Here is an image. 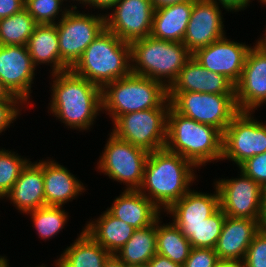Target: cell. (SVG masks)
Returning <instances> with one entry per match:
<instances>
[{
    "label": "cell",
    "instance_id": "8d00e7d4",
    "mask_svg": "<svg viewBox=\"0 0 266 267\" xmlns=\"http://www.w3.org/2000/svg\"><path fill=\"white\" fill-rule=\"evenodd\" d=\"M219 261L215 249L191 248L189 257L182 267H216Z\"/></svg>",
    "mask_w": 266,
    "mask_h": 267
},
{
    "label": "cell",
    "instance_id": "603a6c76",
    "mask_svg": "<svg viewBox=\"0 0 266 267\" xmlns=\"http://www.w3.org/2000/svg\"><path fill=\"white\" fill-rule=\"evenodd\" d=\"M189 190L180 200L174 202L165 212L172 215L175 225H198L213 215L219 208V194Z\"/></svg>",
    "mask_w": 266,
    "mask_h": 267
},
{
    "label": "cell",
    "instance_id": "7bdbcfd3",
    "mask_svg": "<svg viewBox=\"0 0 266 267\" xmlns=\"http://www.w3.org/2000/svg\"><path fill=\"white\" fill-rule=\"evenodd\" d=\"M152 2L153 8H162L165 6L177 4L180 2H185V1H195V0H150Z\"/></svg>",
    "mask_w": 266,
    "mask_h": 267
},
{
    "label": "cell",
    "instance_id": "4dcf8cb0",
    "mask_svg": "<svg viewBox=\"0 0 266 267\" xmlns=\"http://www.w3.org/2000/svg\"><path fill=\"white\" fill-rule=\"evenodd\" d=\"M38 24L23 8L13 15L0 19V45L26 46Z\"/></svg>",
    "mask_w": 266,
    "mask_h": 267
},
{
    "label": "cell",
    "instance_id": "7dc6e473",
    "mask_svg": "<svg viewBox=\"0 0 266 267\" xmlns=\"http://www.w3.org/2000/svg\"><path fill=\"white\" fill-rule=\"evenodd\" d=\"M10 95V92L4 87L0 80V100H6Z\"/></svg>",
    "mask_w": 266,
    "mask_h": 267
},
{
    "label": "cell",
    "instance_id": "9a60e30c",
    "mask_svg": "<svg viewBox=\"0 0 266 267\" xmlns=\"http://www.w3.org/2000/svg\"><path fill=\"white\" fill-rule=\"evenodd\" d=\"M35 68L26 46L0 45V80L10 94L24 103L32 93Z\"/></svg>",
    "mask_w": 266,
    "mask_h": 267
},
{
    "label": "cell",
    "instance_id": "6da1fadb",
    "mask_svg": "<svg viewBox=\"0 0 266 267\" xmlns=\"http://www.w3.org/2000/svg\"><path fill=\"white\" fill-rule=\"evenodd\" d=\"M196 168L192 162L166 148L149 152L138 190L165 212L190 190L197 176Z\"/></svg>",
    "mask_w": 266,
    "mask_h": 267
},
{
    "label": "cell",
    "instance_id": "7402d4cb",
    "mask_svg": "<svg viewBox=\"0 0 266 267\" xmlns=\"http://www.w3.org/2000/svg\"><path fill=\"white\" fill-rule=\"evenodd\" d=\"M43 179L45 203L49 206L63 207L86 189L66 167L52 159L43 160Z\"/></svg>",
    "mask_w": 266,
    "mask_h": 267
},
{
    "label": "cell",
    "instance_id": "ab89813d",
    "mask_svg": "<svg viewBox=\"0 0 266 267\" xmlns=\"http://www.w3.org/2000/svg\"><path fill=\"white\" fill-rule=\"evenodd\" d=\"M210 1H213L218 5H222L224 9H226L227 11L230 10V12L231 11L239 12L241 10H245L247 6H249V3L251 2V0H210Z\"/></svg>",
    "mask_w": 266,
    "mask_h": 267
},
{
    "label": "cell",
    "instance_id": "9c48e42d",
    "mask_svg": "<svg viewBox=\"0 0 266 267\" xmlns=\"http://www.w3.org/2000/svg\"><path fill=\"white\" fill-rule=\"evenodd\" d=\"M56 23L61 62L70 70L88 45L106 28L105 15L82 14L77 5Z\"/></svg>",
    "mask_w": 266,
    "mask_h": 267
},
{
    "label": "cell",
    "instance_id": "30bf717a",
    "mask_svg": "<svg viewBox=\"0 0 266 267\" xmlns=\"http://www.w3.org/2000/svg\"><path fill=\"white\" fill-rule=\"evenodd\" d=\"M106 142L97 169L110 179L125 183V190H138L149 152L117 138L113 133Z\"/></svg>",
    "mask_w": 266,
    "mask_h": 267
},
{
    "label": "cell",
    "instance_id": "ac0fdd59",
    "mask_svg": "<svg viewBox=\"0 0 266 267\" xmlns=\"http://www.w3.org/2000/svg\"><path fill=\"white\" fill-rule=\"evenodd\" d=\"M261 228V220L226 216L214 248L219 260L243 261L249 245Z\"/></svg>",
    "mask_w": 266,
    "mask_h": 267
},
{
    "label": "cell",
    "instance_id": "8992f818",
    "mask_svg": "<svg viewBox=\"0 0 266 267\" xmlns=\"http://www.w3.org/2000/svg\"><path fill=\"white\" fill-rule=\"evenodd\" d=\"M102 111L114 122L119 116L158 108L167 98L168 89L159 81L130 74L101 89Z\"/></svg>",
    "mask_w": 266,
    "mask_h": 267
},
{
    "label": "cell",
    "instance_id": "ba28073f",
    "mask_svg": "<svg viewBox=\"0 0 266 267\" xmlns=\"http://www.w3.org/2000/svg\"><path fill=\"white\" fill-rule=\"evenodd\" d=\"M171 107L199 123L216 127L222 133L240 112L235 95L199 92H168Z\"/></svg>",
    "mask_w": 266,
    "mask_h": 267
},
{
    "label": "cell",
    "instance_id": "f6af8a7d",
    "mask_svg": "<svg viewBox=\"0 0 266 267\" xmlns=\"http://www.w3.org/2000/svg\"><path fill=\"white\" fill-rule=\"evenodd\" d=\"M216 267H244L242 261L220 260Z\"/></svg>",
    "mask_w": 266,
    "mask_h": 267
},
{
    "label": "cell",
    "instance_id": "f35d334b",
    "mask_svg": "<svg viewBox=\"0 0 266 267\" xmlns=\"http://www.w3.org/2000/svg\"><path fill=\"white\" fill-rule=\"evenodd\" d=\"M24 5L25 0H0V19L21 11Z\"/></svg>",
    "mask_w": 266,
    "mask_h": 267
},
{
    "label": "cell",
    "instance_id": "c3c4849f",
    "mask_svg": "<svg viewBox=\"0 0 266 267\" xmlns=\"http://www.w3.org/2000/svg\"><path fill=\"white\" fill-rule=\"evenodd\" d=\"M265 34L264 37H260V40H257L256 45L260 48H262L263 50H266V29H265Z\"/></svg>",
    "mask_w": 266,
    "mask_h": 267
},
{
    "label": "cell",
    "instance_id": "2e32d148",
    "mask_svg": "<svg viewBox=\"0 0 266 267\" xmlns=\"http://www.w3.org/2000/svg\"><path fill=\"white\" fill-rule=\"evenodd\" d=\"M252 46L227 39L226 35L192 56L207 70L225 76L234 86L239 81Z\"/></svg>",
    "mask_w": 266,
    "mask_h": 267
},
{
    "label": "cell",
    "instance_id": "681fc988",
    "mask_svg": "<svg viewBox=\"0 0 266 267\" xmlns=\"http://www.w3.org/2000/svg\"><path fill=\"white\" fill-rule=\"evenodd\" d=\"M8 259L5 256H0V267H9Z\"/></svg>",
    "mask_w": 266,
    "mask_h": 267
},
{
    "label": "cell",
    "instance_id": "e575fe53",
    "mask_svg": "<svg viewBox=\"0 0 266 267\" xmlns=\"http://www.w3.org/2000/svg\"><path fill=\"white\" fill-rule=\"evenodd\" d=\"M244 267H266V229L254 236L243 259Z\"/></svg>",
    "mask_w": 266,
    "mask_h": 267
},
{
    "label": "cell",
    "instance_id": "ee69618b",
    "mask_svg": "<svg viewBox=\"0 0 266 267\" xmlns=\"http://www.w3.org/2000/svg\"><path fill=\"white\" fill-rule=\"evenodd\" d=\"M103 267H128L115 254H111L105 261Z\"/></svg>",
    "mask_w": 266,
    "mask_h": 267
},
{
    "label": "cell",
    "instance_id": "816d5d0a",
    "mask_svg": "<svg viewBox=\"0 0 266 267\" xmlns=\"http://www.w3.org/2000/svg\"><path fill=\"white\" fill-rule=\"evenodd\" d=\"M131 267H149V265L147 263V264H142V265H137V266H131Z\"/></svg>",
    "mask_w": 266,
    "mask_h": 267
},
{
    "label": "cell",
    "instance_id": "836d02e7",
    "mask_svg": "<svg viewBox=\"0 0 266 267\" xmlns=\"http://www.w3.org/2000/svg\"><path fill=\"white\" fill-rule=\"evenodd\" d=\"M63 2V0H25L24 8L37 24H56L58 22L55 21L56 18L64 17L69 11L67 7L62 10ZM59 12H62L61 16H58Z\"/></svg>",
    "mask_w": 266,
    "mask_h": 267
},
{
    "label": "cell",
    "instance_id": "74e56055",
    "mask_svg": "<svg viewBox=\"0 0 266 267\" xmlns=\"http://www.w3.org/2000/svg\"><path fill=\"white\" fill-rule=\"evenodd\" d=\"M22 104L25 105L12 94L6 100H0V133L5 131L21 113L19 107L23 106Z\"/></svg>",
    "mask_w": 266,
    "mask_h": 267
},
{
    "label": "cell",
    "instance_id": "3957f363",
    "mask_svg": "<svg viewBox=\"0 0 266 267\" xmlns=\"http://www.w3.org/2000/svg\"><path fill=\"white\" fill-rule=\"evenodd\" d=\"M70 70L102 89L132 73L130 43L105 28Z\"/></svg>",
    "mask_w": 266,
    "mask_h": 267
},
{
    "label": "cell",
    "instance_id": "44dd1931",
    "mask_svg": "<svg viewBox=\"0 0 266 267\" xmlns=\"http://www.w3.org/2000/svg\"><path fill=\"white\" fill-rule=\"evenodd\" d=\"M107 211L135 229H142L162 219L161 210L139 190H124Z\"/></svg>",
    "mask_w": 266,
    "mask_h": 267
},
{
    "label": "cell",
    "instance_id": "f1b7e54d",
    "mask_svg": "<svg viewBox=\"0 0 266 267\" xmlns=\"http://www.w3.org/2000/svg\"><path fill=\"white\" fill-rule=\"evenodd\" d=\"M161 223L159 218L157 220V254L183 265L192 248L190 242L173 222L167 225Z\"/></svg>",
    "mask_w": 266,
    "mask_h": 267
},
{
    "label": "cell",
    "instance_id": "60d3db41",
    "mask_svg": "<svg viewBox=\"0 0 266 267\" xmlns=\"http://www.w3.org/2000/svg\"><path fill=\"white\" fill-rule=\"evenodd\" d=\"M149 267H182V265L171 261L169 258L156 254L149 262Z\"/></svg>",
    "mask_w": 266,
    "mask_h": 267
},
{
    "label": "cell",
    "instance_id": "d590c367",
    "mask_svg": "<svg viewBox=\"0 0 266 267\" xmlns=\"http://www.w3.org/2000/svg\"><path fill=\"white\" fill-rule=\"evenodd\" d=\"M238 167L261 187H266V152L248 158Z\"/></svg>",
    "mask_w": 266,
    "mask_h": 267
},
{
    "label": "cell",
    "instance_id": "7a4b0ae2",
    "mask_svg": "<svg viewBox=\"0 0 266 267\" xmlns=\"http://www.w3.org/2000/svg\"><path fill=\"white\" fill-rule=\"evenodd\" d=\"M48 108L68 128L89 130L102 111L101 88L71 70L52 74Z\"/></svg>",
    "mask_w": 266,
    "mask_h": 267
},
{
    "label": "cell",
    "instance_id": "4fadbf2b",
    "mask_svg": "<svg viewBox=\"0 0 266 267\" xmlns=\"http://www.w3.org/2000/svg\"><path fill=\"white\" fill-rule=\"evenodd\" d=\"M105 15L106 29L131 43L150 36L154 8L150 0H119Z\"/></svg>",
    "mask_w": 266,
    "mask_h": 267
},
{
    "label": "cell",
    "instance_id": "f546056e",
    "mask_svg": "<svg viewBox=\"0 0 266 267\" xmlns=\"http://www.w3.org/2000/svg\"><path fill=\"white\" fill-rule=\"evenodd\" d=\"M226 215L219 208L213 215L198 225H176L188 239L192 248L214 249Z\"/></svg>",
    "mask_w": 266,
    "mask_h": 267
},
{
    "label": "cell",
    "instance_id": "5b68a950",
    "mask_svg": "<svg viewBox=\"0 0 266 267\" xmlns=\"http://www.w3.org/2000/svg\"><path fill=\"white\" fill-rule=\"evenodd\" d=\"M130 47L132 74L159 81L167 89L192 58V53L182 42L159 40L151 36L131 42Z\"/></svg>",
    "mask_w": 266,
    "mask_h": 267
},
{
    "label": "cell",
    "instance_id": "8fae6325",
    "mask_svg": "<svg viewBox=\"0 0 266 267\" xmlns=\"http://www.w3.org/2000/svg\"><path fill=\"white\" fill-rule=\"evenodd\" d=\"M252 115V116H251ZM266 152V124L253 112H239L223 132L222 158L237 166L250 157Z\"/></svg>",
    "mask_w": 266,
    "mask_h": 267
},
{
    "label": "cell",
    "instance_id": "e0dca14e",
    "mask_svg": "<svg viewBox=\"0 0 266 267\" xmlns=\"http://www.w3.org/2000/svg\"><path fill=\"white\" fill-rule=\"evenodd\" d=\"M222 16L217 3L210 0L193 1V9L182 42L192 54L225 36Z\"/></svg>",
    "mask_w": 266,
    "mask_h": 267
},
{
    "label": "cell",
    "instance_id": "f5cc1de1",
    "mask_svg": "<svg viewBox=\"0 0 266 267\" xmlns=\"http://www.w3.org/2000/svg\"><path fill=\"white\" fill-rule=\"evenodd\" d=\"M260 1H261V3H263V5L266 4V0H260Z\"/></svg>",
    "mask_w": 266,
    "mask_h": 267
},
{
    "label": "cell",
    "instance_id": "484cf974",
    "mask_svg": "<svg viewBox=\"0 0 266 267\" xmlns=\"http://www.w3.org/2000/svg\"><path fill=\"white\" fill-rule=\"evenodd\" d=\"M83 229L110 254H116L136 230L107 210L95 221H89Z\"/></svg>",
    "mask_w": 266,
    "mask_h": 267
},
{
    "label": "cell",
    "instance_id": "7c38bea8",
    "mask_svg": "<svg viewBox=\"0 0 266 267\" xmlns=\"http://www.w3.org/2000/svg\"><path fill=\"white\" fill-rule=\"evenodd\" d=\"M240 177L214 182L226 216L262 220L263 187L240 171Z\"/></svg>",
    "mask_w": 266,
    "mask_h": 267
},
{
    "label": "cell",
    "instance_id": "d6986e66",
    "mask_svg": "<svg viewBox=\"0 0 266 267\" xmlns=\"http://www.w3.org/2000/svg\"><path fill=\"white\" fill-rule=\"evenodd\" d=\"M168 92L235 95V86L225 76L204 68L192 56L168 88Z\"/></svg>",
    "mask_w": 266,
    "mask_h": 267
},
{
    "label": "cell",
    "instance_id": "4316f807",
    "mask_svg": "<svg viewBox=\"0 0 266 267\" xmlns=\"http://www.w3.org/2000/svg\"><path fill=\"white\" fill-rule=\"evenodd\" d=\"M111 254L97 243L84 229L67 247L60 258L55 261L56 267H103Z\"/></svg>",
    "mask_w": 266,
    "mask_h": 267
},
{
    "label": "cell",
    "instance_id": "52a82bcc",
    "mask_svg": "<svg viewBox=\"0 0 266 267\" xmlns=\"http://www.w3.org/2000/svg\"><path fill=\"white\" fill-rule=\"evenodd\" d=\"M170 106L167 98L158 108L121 115L113 122L111 133L148 152L163 149L167 138V115Z\"/></svg>",
    "mask_w": 266,
    "mask_h": 267
},
{
    "label": "cell",
    "instance_id": "1f68e13d",
    "mask_svg": "<svg viewBox=\"0 0 266 267\" xmlns=\"http://www.w3.org/2000/svg\"><path fill=\"white\" fill-rule=\"evenodd\" d=\"M39 238L46 240L57 235L68 220V213L63 207L45 205L28 213Z\"/></svg>",
    "mask_w": 266,
    "mask_h": 267
},
{
    "label": "cell",
    "instance_id": "f907efd6",
    "mask_svg": "<svg viewBox=\"0 0 266 267\" xmlns=\"http://www.w3.org/2000/svg\"><path fill=\"white\" fill-rule=\"evenodd\" d=\"M65 1H67V0H65ZM73 1H75V0H73ZM76 1H78L80 4H82V5H89L90 3H91V0H76Z\"/></svg>",
    "mask_w": 266,
    "mask_h": 267
},
{
    "label": "cell",
    "instance_id": "cb8c5ba5",
    "mask_svg": "<svg viewBox=\"0 0 266 267\" xmlns=\"http://www.w3.org/2000/svg\"><path fill=\"white\" fill-rule=\"evenodd\" d=\"M192 9L193 1L155 9L150 36L159 40L183 42Z\"/></svg>",
    "mask_w": 266,
    "mask_h": 267
},
{
    "label": "cell",
    "instance_id": "d6a6232c",
    "mask_svg": "<svg viewBox=\"0 0 266 267\" xmlns=\"http://www.w3.org/2000/svg\"><path fill=\"white\" fill-rule=\"evenodd\" d=\"M30 159L12 152L0 149V198L3 199L12 189L22 170Z\"/></svg>",
    "mask_w": 266,
    "mask_h": 267
},
{
    "label": "cell",
    "instance_id": "b9f144b4",
    "mask_svg": "<svg viewBox=\"0 0 266 267\" xmlns=\"http://www.w3.org/2000/svg\"><path fill=\"white\" fill-rule=\"evenodd\" d=\"M119 0H91L90 7L94 9L107 10L112 9Z\"/></svg>",
    "mask_w": 266,
    "mask_h": 267
},
{
    "label": "cell",
    "instance_id": "d4e9b609",
    "mask_svg": "<svg viewBox=\"0 0 266 267\" xmlns=\"http://www.w3.org/2000/svg\"><path fill=\"white\" fill-rule=\"evenodd\" d=\"M26 47L35 67L50 63L51 74L69 70L61 62L56 24H38Z\"/></svg>",
    "mask_w": 266,
    "mask_h": 267
},
{
    "label": "cell",
    "instance_id": "bcb514c9",
    "mask_svg": "<svg viewBox=\"0 0 266 267\" xmlns=\"http://www.w3.org/2000/svg\"><path fill=\"white\" fill-rule=\"evenodd\" d=\"M262 228L266 229V187L263 188V212L261 220Z\"/></svg>",
    "mask_w": 266,
    "mask_h": 267
},
{
    "label": "cell",
    "instance_id": "83f0119b",
    "mask_svg": "<svg viewBox=\"0 0 266 267\" xmlns=\"http://www.w3.org/2000/svg\"><path fill=\"white\" fill-rule=\"evenodd\" d=\"M157 221L136 229L126 244L115 254L128 267L147 264L157 254Z\"/></svg>",
    "mask_w": 266,
    "mask_h": 267
},
{
    "label": "cell",
    "instance_id": "5bb4252c",
    "mask_svg": "<svg viewBox=\"0 0 266 267\" xmlns=\"http://www.w3.org/2000/svg\"><path fill=\"white\" fill-rule=\"evenodd\" d=\"M235 98L241 112H255L266 104V50L256 44L246 55L241 77L235 84Z\"/></svg>",
    "mask_w": 266,
    "mask_h": 267
},
{
    "label": "cell",
    "instance_id": "277c9868",
    "mask_svg": "<svg viewBox=\"0 0 266 267\" xmlns=\"http://www.w3.org/2000/svg\"><path fill=\"white\" fill-rule=\"evenodd\" d=\"M222 141L223 133L219 129L187 118L170 106L165 144L167 150L200 168L208 162L221 160Z\"/></svg>",
    "mask_w": 266,
    "mask_h": 267
},
{
    "label": "cell",
    "instance_id": "ffe728a7",
    "mask_svg": "<svg viewBox=\"0 0 266 267\" xmlns=\"http://www.w3.org/2000/svg\"><path fill=\"white\" fill-rule=\"evenodd\" d=\"M5 197L23 214L45 206L43 161H30Z\"/></svg>",
    "mask_w": 266,
    "mask_h": 267
}]
</instances>
